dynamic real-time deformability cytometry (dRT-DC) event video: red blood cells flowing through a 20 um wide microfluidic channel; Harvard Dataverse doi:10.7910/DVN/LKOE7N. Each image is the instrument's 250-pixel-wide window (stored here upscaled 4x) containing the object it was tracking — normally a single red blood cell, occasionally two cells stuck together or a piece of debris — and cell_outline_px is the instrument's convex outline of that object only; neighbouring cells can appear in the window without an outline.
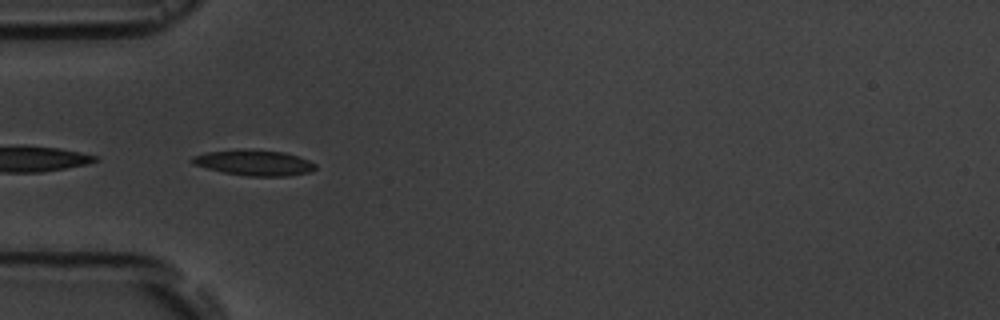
{"species": "common noctule bat (a hibernating species)", "species_latin": "Nyctalus noctula", "temperature_condition": "room temperature", "stored_images_in_passage": 16, "camera_frame_rate_fps": 3000, "um_per_image_px": 0.085, "animal": {"sex": "male", "body_mass_g": 19.5, "forearm_length_mm": 54.6}, "frame": {"image": 1, "passage_image": 5, "time_ms": 4.667, "image_size_px": [1000, 320], "cell_outline_px": [[316, 168], [308, 172], [288, 176], [248, 176], [224, 172], [208, 168], [196, 164], [192, 160], [192, 156], [204, 152], [240, 148], [244, 148], [284, 152], [308, 160], [316, 164]], "centroid_in_image_um": [21.6, 13.81], "position_along_channel_um": 63.4, "area_um2": 18.32}}
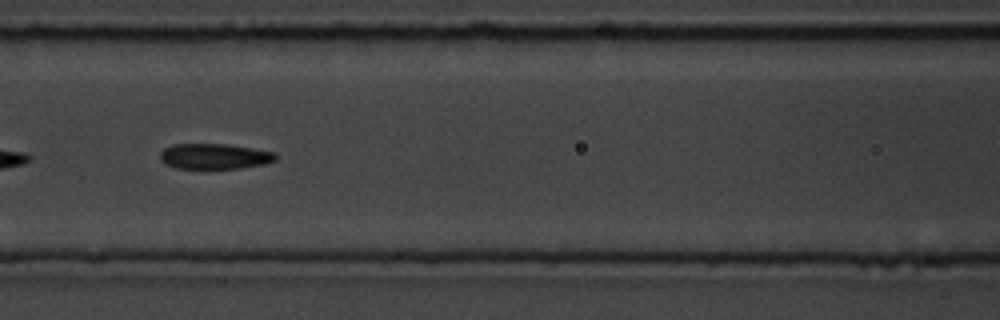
{"frame": {"image": 2, "passage_image": 7, "time_ms": 7.0, "image_size_px": [1000, 320], "cell_outline_px": [[276, 160], [264, 164], [240, 168], [176, 168], [164, 164], [160, 160], [160, 152], [164, 148], [172, 144], [228, 144], [276, 152]], "centroid_in_image_um": [18.21, 13.28], "position_along_channel_um": 148.4, "area_um2": 17.22}}
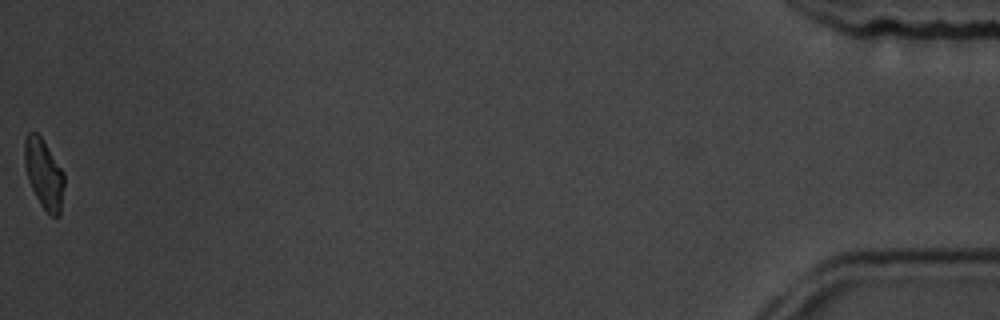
{"frame": {"image": 3, "passage_image": 16, "time_ms": 17.333, "image_size_px": [1000, 320], "cell_outline_px": [[64, 184], [60, 216], [52, 216], [40, 204], [28, 180], [24, 164], [24, 140], [28, 132], [36, 132], [40, 136], [64, 172]], "centroid_in_image_um": [3.72, 14.77], "position_along_channel_um": 431.5, "area_um2": 15.95}, "authors_computed_cell_mechanics": {"area_um2": 18.2359, "velocity_mm_per_s": 3.7107, "shape_relaxation_time_tau1_ms": 3.0678, "shape_relaxation_time_tau2_ms": 4.2358, "deformation_change_tau1": 0.1029, "deformation_change_tau2": 0.0852}}